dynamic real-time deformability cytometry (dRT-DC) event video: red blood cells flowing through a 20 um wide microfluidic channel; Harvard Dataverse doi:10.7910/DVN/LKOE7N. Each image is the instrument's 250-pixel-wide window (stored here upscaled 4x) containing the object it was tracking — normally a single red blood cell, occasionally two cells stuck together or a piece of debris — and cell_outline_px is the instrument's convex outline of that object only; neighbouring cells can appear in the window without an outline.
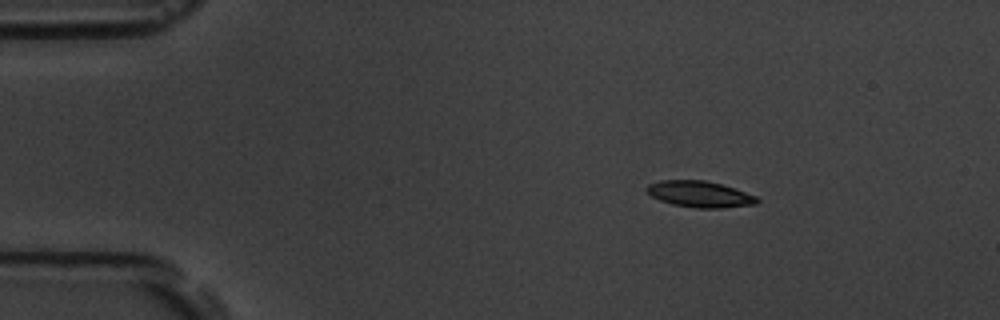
{"species": "common noctule bat (a hibernating species)", "species_latin": "Nyctalus noctula", "temperature_condition": "room temperature", "stored_images_in_passage": 5, "camera_frame_rate_fps": 3000, "um_per_image_px": 0.085, "animal": {"sex": "male", "body_mass_g": 19.5, "forearm_length_mm": 54.6}, "frame": {"image": 1, "passage_image": 1, "time_ms": 0.0, "image_size_px": [1000, 320], "cell_outline_px": [[760, 200], [756, 204], [724, 208], [696, 208], [672, 204], [660, 200], [652, 196], [644, 188], [648, 184], [660, 180], [704, 180], [720, 184], [756, 196]], "centroid_in_image_um": [59.45, 16.51], "position_along_channel_um": 25.5, "area_um2": 16.76}}
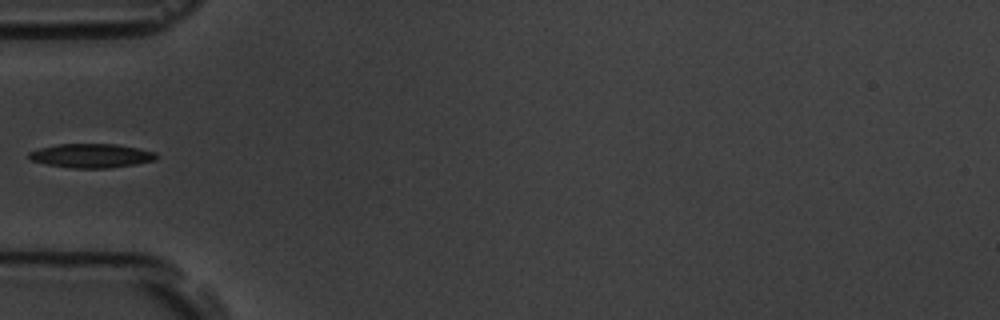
{"frame": {"image": 2, "passage_image": 4, "time_ms": 3.333, "image_size_px": [1000, 320], "cell_outline_px": [[156, 160], [136, 164], [108, 168], [72, 168], [48, 164], [32, 160], [28, 156], [28, 152], [40, 148], [60, 144], [116, 144], [156, 152]], "centroid_in_image_um": [7.77, 13.23], "position_along_channel_um": 77.2, "area_um2": 17.63}}
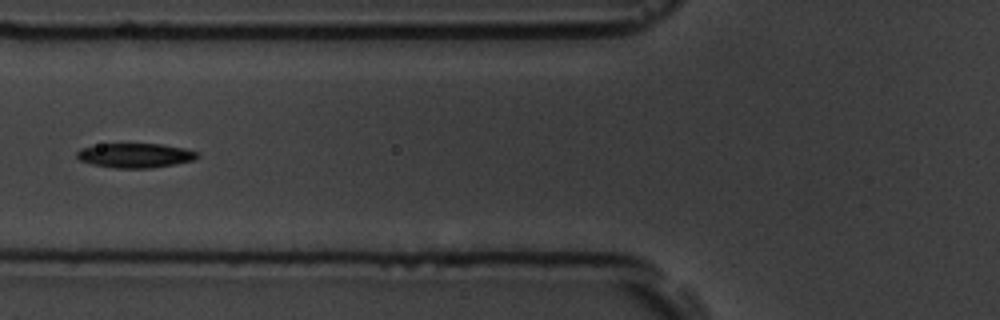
{"frame": {"image": 3, "passage_image": 5, "time_ms": 4.333, "image_size_px": [1000, 320], "cell_outline_px": [[200, 156], [196, 160], [176, 164], [152, 168], [112, 168], [92, 164], [80, 160], [76, 156], [76, 152], [80, 148], [100, 144], [160, 144], [184, 148], [200, 152]], "centroid_in_image_um": [11.53, 13.22], "position_along_channel_um": 114.3, "area_um2": 17.4}}